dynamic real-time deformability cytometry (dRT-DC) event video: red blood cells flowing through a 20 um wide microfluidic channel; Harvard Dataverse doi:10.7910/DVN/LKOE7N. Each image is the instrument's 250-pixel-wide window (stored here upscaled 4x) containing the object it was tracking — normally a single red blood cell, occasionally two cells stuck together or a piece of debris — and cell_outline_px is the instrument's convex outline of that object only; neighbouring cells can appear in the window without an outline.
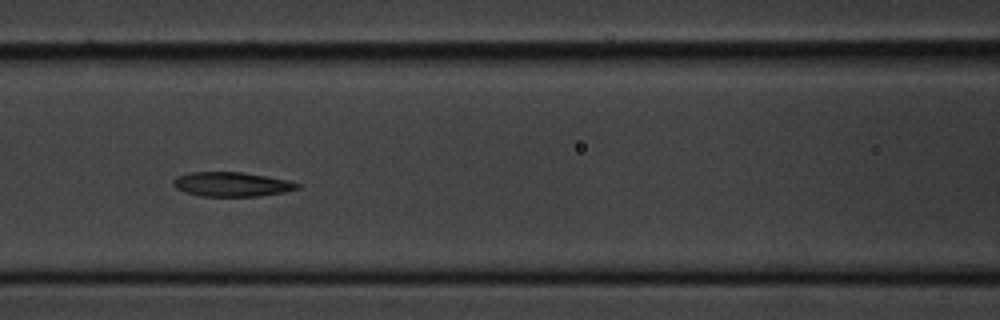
{"species": "common noctule bat (a hibernating species)", "species_latin": "Nyctalus noctula", "temperature_condition": "cold", "stored_images_in_passage": 11, "camera_frame_rate_fps": 3000, "um_per_image_px": 0.085, "animal": {"sex": "male", "body_mass_g": 20.1, "forearm_length_mm": 53.5}, "frame": {"image": 1, "passage_image": 7, "time_ms": 7.667, "image_size_px": [1000, 320], "cell_outline_px": [[300, 188], [284, 192], [260, 196], [200, 196], [184, 192], [176, 188], [172, 184], [172, 180], [176, 176], [188, 172], [244, 172], [268, 176], [300, 184]], "centroid_in_image_um": [19.65, 15.66], "position_along_channel_um": 147.0, "area_um2": 17.74}}
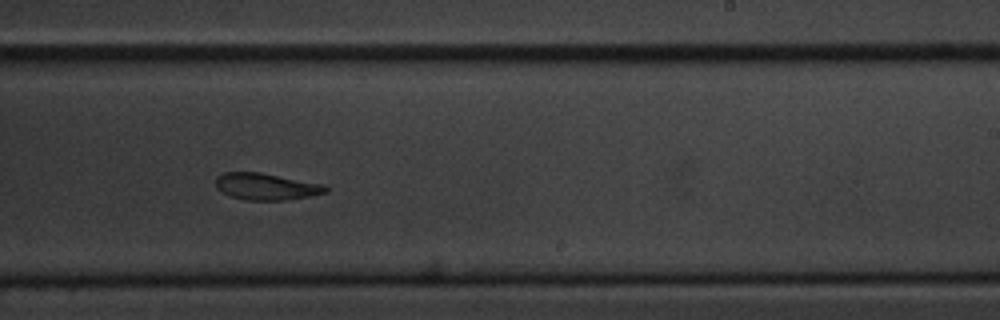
{"frame": {"image": 2, "passage_image": 10, "time_ms": 11.0, "image_size_px": [1000, 320], "cell_outline_px": [[328, 192], [308, 196], [284, 200], [244, 200], [220, 192], [216, 188], [216, 176], [224, 172], [260, 172], [324, 184], [328, 188]], "centroid_in_image_um": [22.6, 15.85], "position_along_channel_um": 266.4, "area_um2": 17.17}}
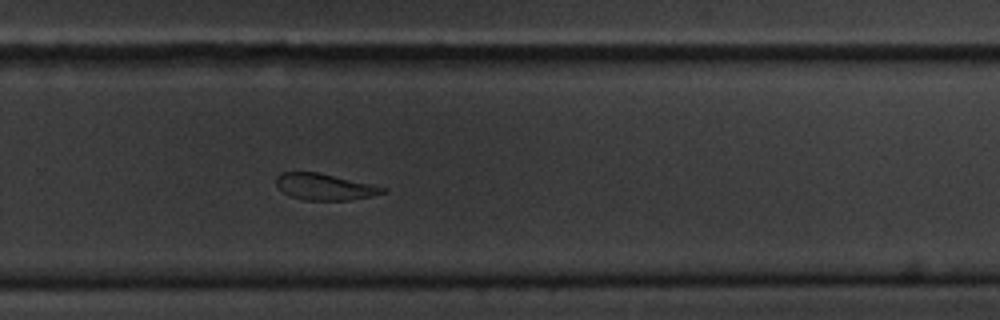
{"frame": {"image": 3, "passage_image": 11, "time_ms": 12.0, "image_size_px": [1000, 320], "cell_outline_px": [[388, 188], [384, 192], [372, 196], [348, 200], [304, 200], [292, 196], [284, 192], [276, 184], [276, 176], [280, 172], [320, 172]], "centroid_in_image_um": [27.59, 15.87], "position_along_channel_um": 302.2, "area_um2": 16.3}}